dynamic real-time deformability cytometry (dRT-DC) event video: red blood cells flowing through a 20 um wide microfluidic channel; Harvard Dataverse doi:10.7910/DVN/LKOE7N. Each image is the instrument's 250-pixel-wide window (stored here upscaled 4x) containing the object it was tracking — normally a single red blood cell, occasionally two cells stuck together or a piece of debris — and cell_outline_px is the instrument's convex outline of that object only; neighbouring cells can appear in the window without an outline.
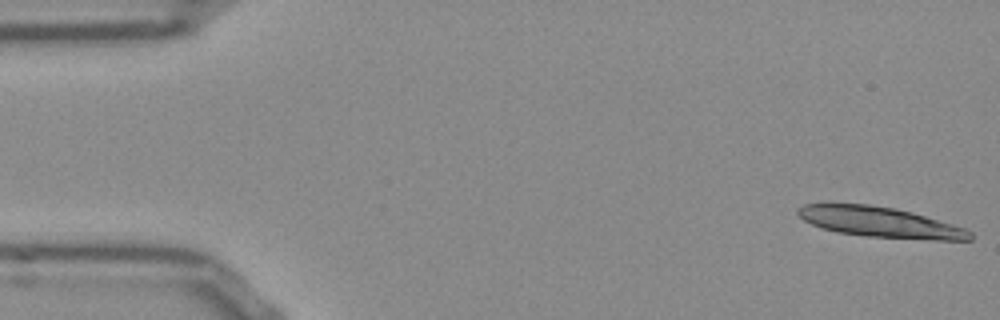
{"species": "Egyptian fruit bat (a non-hibernating species)", "species_latin": "Rousettus aegyptiacus", "temperature_condition": "room temperature", "stored_images_in_passage": 13, "camera_frame_rate_fps": 3000, "um_per_image_px": 0.085, "frame": {"image": 1, "passage_image": 1, "time_ms": 0.0, "image_size_px": [1000, 320], "cell_outline_px": [[972, 240], [932, 240], [864, 236], [836, 232], [820, 228], [804, 220], [796, 212], [796, 208], [804, 204], [868, 204], [896, 208], [912, 212], [952, 224], [964, 228], [972, 232]], "centroid_in_image_um": [74.8, 18.89], "position_along_channel_um": 10.2, "area_um2": 30.52}}